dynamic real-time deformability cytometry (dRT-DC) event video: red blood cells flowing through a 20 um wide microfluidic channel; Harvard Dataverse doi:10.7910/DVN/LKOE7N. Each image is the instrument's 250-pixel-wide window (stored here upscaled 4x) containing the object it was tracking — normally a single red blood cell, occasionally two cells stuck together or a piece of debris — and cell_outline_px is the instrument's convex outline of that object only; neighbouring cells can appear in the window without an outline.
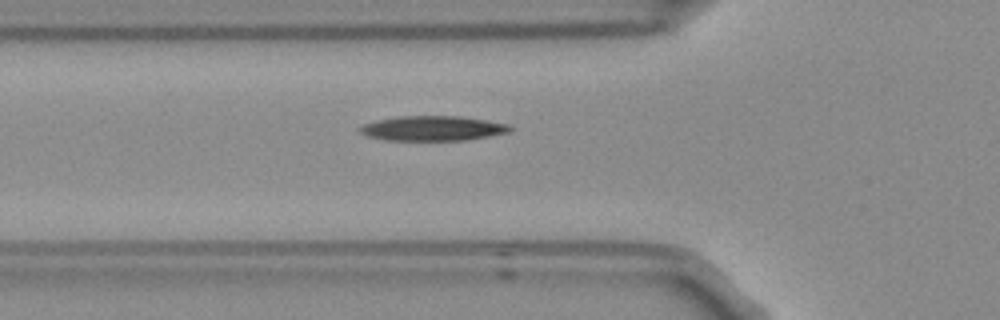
{"species": "Egyptian fruit bat (a non-hibernating species)", "species_latin": "Rousettus aegyptiacus", "temperature_condition": "room temperature", "stored_images_in_passage": 5, "camera_frame_rate_fps": 3000, "um_per_image_px": 0.085, "frame": {"image": 1, "passage_image": 5, "time_ms": 1.333, "image_size_px": [1000, 320], "cell_outline_px": [[512, 128], [508, 132], [468, 140], [384, 140], [368, 136], [360, 132], [356, 128], [364, 124], [376, 120], [400, 116], [460, 116], [488, 120], [508, 124]], "centroid_in_image_um": [36.76, 10.9], "position_along_channel_um": 89.0, "area_um2": 21.73}}